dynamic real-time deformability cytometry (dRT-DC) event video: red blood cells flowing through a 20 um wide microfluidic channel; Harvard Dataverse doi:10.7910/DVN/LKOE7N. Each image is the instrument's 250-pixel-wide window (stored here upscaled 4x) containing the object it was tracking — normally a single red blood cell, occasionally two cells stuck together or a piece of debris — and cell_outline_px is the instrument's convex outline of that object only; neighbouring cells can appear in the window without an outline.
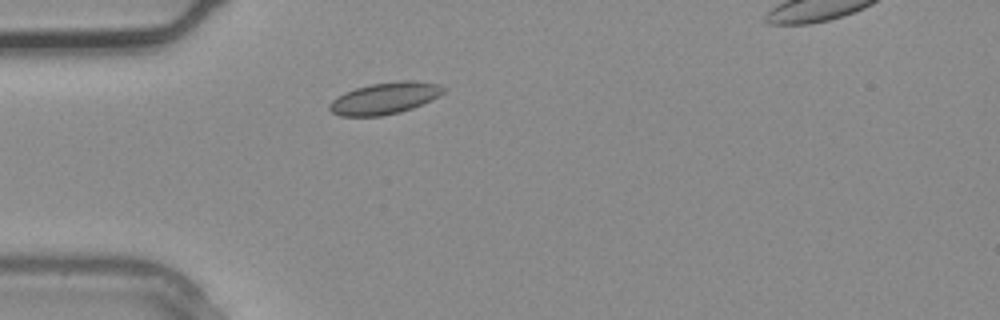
{"species": "common noctule bat (a hibernating species)", "species_latin": "Nyctalus noctula", "temperature_condition": "warm", "stored_images_in_passage": 3, "camera_frame_rate_fps": 3000, "um_per_image_px": 0.085, "animal": {"sex": "male", "body_mass_g": 20.4}, "frame": {"image": 1, "passage_image": 2, "time_ms": 0.333, "image_size_px": [1000, 320], "cell_outline_px": [[448, 88], [440, 96], [412, 108], [400, 112], [380, 116], [340, 116], [332, 112], [328, 108], [328, 104], [336, 96], [344, 92], [356, 88], [372, 84], [400, 80], [412, 80], [440, 84]], "centroid_in_image_um": [32.72, 8.34], "position_along_channel_um": 52.3, "area_um2": 21.21}}